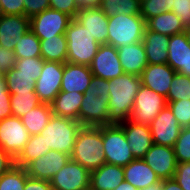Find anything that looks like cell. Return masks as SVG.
<instances>
[{
    "instance_id": "cell-1",
    "label": "cell",
    "mask_w": 190,
    "mask_h": 190,
    "mask_svg": "<svg viewBox=\"0 0 190 190\" xmlns=\"http://www.w3.org/2000/svg\"><path fill=\"white\" fill-rule=\"evenodd\" d=\"M109 81V125L130 119L134 99L142 86L141 76L124 73Z\"/></svg>"
},
{
    "instance_id": "cell-2",
    "label": "cell",
    "mask_w": 190,
    "mask_h": 190,
    "mask_svg": "<svg viewBox=\"0 0 190 190\" xmlns=\"http://www.w3.org/2000/svg\"><path fill=\"white\" fill-rule=\"evenodd\" d=\"M70 157L90 172L104 165L102 126H82Z\"/></svg>"
},
{
    "instance_id": "cell-3",
    "label": "cell",
    "mask_w": 190,
    "mask_h": 190,
    "mask_svg": "<svg viewBox=\"0 0 190 190\" xmlns=\"http://www.w3.org/2000/svg\"><path fill=\"white\" fill-rule=\"evenodd\" d=\"M81 127L82 125L77 120L52 115L40 134L43 136L46 148L49 147L51 150L71 156Z\"/></svg>"
},
{
    "instance_id": "cell-4",
    "label": "cell",
    "mask_w": 190,
    "mask_h": 190,
    "mask_svg": "<svg viewBox=\"0 0 190 190\" xmlns=\"http://www.w3.org/2000/svg\"><path fill=\"white\" fill-rule=\"evenodd\" d=\"M68 63L89 66L100 44L83 26L72 19L66 29Z\"/></svg>"
},
{
    "instance_id": "cell-5",
    "label": "cell",
    "mask_w": 190,
    "mask_h": 190,
    "mask_svg": "<svg viewBox=\"0 0 190 190\" xmlns=\"http://www.w3.org/2000/svg\"><path fill=\"white\" fill-rule=\"evenodd\" d=\"M146 21L141 15H113L108 17V45L115 48L141 42Z\"/></svg>"
},
{
    "instance_id": "cell-6",
    "label": "cell",
    "mask_w": 190,
    "mask_h": 190,
    "mask_svg": "<svg viewBox=\"0 0 190 190\" xmlns=\"http://www.w3.org/2000/svg\"><path fill=\"white\" fill-rule=\"evenodd\" d=\"M102 137L106 163L125 167L134 160L124 130L120 125L102 126Z\"/></svg>"
},
{
    "instance_id": "cell-7",
    "label": "cell",
    "mask_w": 190,
    "mask_h": 190,
    "mask_svg": "<svg viewBox=\"0 0 190 190\" xmlns=\"http://www.w3.org/2000/svg\"><path fill=\"white\" fill-rule=\"evenodd\" d=\"M167 104V99L164 96L142 85L134 99L130 120L149 126Z\"/></svg>"
},
{
    "instance_id": "cell-8",
    "label": "cell",
    "mask_w": 190,
    "mask_h": 190,
    "mask_svg": "<svg viewBox=\"0 0 190 190\" xmlns=\"http://www.w3.org/2000/svg\"><path fill=\"white\" fill-rule=\"evenodd\" d=\"M72 18L60 11L48 8L30 18V30L40 39H48L66 33Z\"/></svg>"
},
{
    "instance_id": "cell-9",
    "label": "cell",
    "mask_w": 190,
    "mask_h": 190,
    "mask_svg": "<svg viewBox=\"0 0 190 190\" xmlns=\"http://www.w3.org/2000/svg\"><path fill=\"white\" fill-rule=\"evenodd\" d=\"M30 134L16 116L0 121V146L16 159L30 139Z\"/></svg>"
},
{
    "instance_id": "cell-10",
    "label": "cell",
    "mask_w": 190,
    "mask_h": 190,
    "mask_svg": "<svg viewBox=\"0 0 190 190\" xmlns=\"http://www.w3.org/2000/svg\"><path fill=\"white\" fill-rule=\"evenodd\" d=\"M91 172L69 160L50 180L53 190H89Z\"/></svg>"
},
{
    "instance_id": "cell-11",
    "label": "cell",
    "mask_w": 190,
    "mask_h": 190,
    "mask_svg": "<svg viewBox=\"0 0 190 190\" xmlns=\"http://www.w3.org/2000/svg\"><path fill=\"white\" fill-rule=\"evenodd\" d=\"M63 63L44 61L40 77L35 83V93L41 103L51 104L61 91Z\"/></svg>"
},
{
    "instance_id": "cell-12",
    "label": "cell",
    "mask_w": 190,
    "mask_h": 190,
    "mask_svg": "<svg viewBox=\"0 0 190 190\" xmlns=\"http://www.w3.org/2000/svg\"><path fill=\"white\" fill-rule=\"evenodd\" d=\"M149 127L154 144L172 148L182 130V127L178 124L177 119L168 106L159 112Z\"/></svg>"
},
{
    "instance_id": "cell-13",
    "label": "cell",
    "mask_w": 190,
    "mask_h": 190,
    "mask_svg": "<svg viewBox=\"0 0 190 190\" xmlns=\"http://www.w3.org/2000/svg\"><path fill=\"white\" fill-rule=\"evenodd\" d=\"M109 97L93 96L85 92L79 110V122L82 126L99 127L109 125Z\"/></svg>"
},
{
    "instance_id": "cell-14",
    "label": "cell",
    "mask_w": 190,
    "mask_h": 190,
    "mask_svg": "<svg viewBox=\"0 0 190 190\" xmlns=\"http://www.w3.org/2000/svg\"><path fill=\"white\" fill-rule=\"evenodd\" d=\"M89 67L93 76L106 80H112L125 73L118 57L117 48L108 44L99 46Z\"/></svg>"
},
{
    "instance_id": "cell-15",
    "label": "cell",
    "mask_w": 190,
    "mask_h": 190,
    "mask_svg": "<svg viewBox=\"0 0 190 190\" xmlns=\"http://www.w3.org/2000/svg\"><path fill=\"white\" fill-rule=\"evenodd\" d=\"M143 160L161 180L174 177L177 160L172 147L153 144Z\"/></svg>"
},
{
    "instance_id": "cell-16",
    "label": "cell",
    "mask_w": 190,
    "mask_h": 190,
    "mask_svg": "<svg viewBox=\"0 0 190 190\" xmlns=\"http://www.w3.org/2000/svg\"><path fill=\"white\" fill-rule=\"evenodd\" d=\"M70 159V155L50 150L45 155L30 162L25 169L31 178L50 181Z\"/></svg>"
},
{
    "instance_id": "cell-17",
    "label": "cell",
    "mask_w": 190,
    "mask_h": 190,
    "mask_svg": "<svg viewBox=\"0 0 190 190\" xmlns=\"http://www.w3.org/2000/svg\"><path fill=\"white\" fill-rule=\"evenodd\" d=\"M74 19L100 44H108V17L100 7L80 8Z\"/></svg>"
},
{
    "instance_id": "cell-18",
    "label": "cell",
    "mask_w": 190,
    "mask_h": 190,
    "mask_svg": "<svg viewBox=\"0 0 190 190\" xmlns=\"http://www.w3.org/2000/svg\"><path fill=\"white\" fill-rule=\"evenodd\" d=\"M128 141L134 159H143L152 147L153 139L148 125L132 122L130 119L119 124Z\"/></svg>"
},
{
    "instance_id": "cell-19",
    "label": "cell",
    "mask_w": 190,
    "mask_h": 190,
    "mask_svg": "<svg viewBox=\"0 0 190 190\" xmlns=\"http://www.w3.org/2000/svg\"><path fill=\"white\" fill-rule=\"evenodd\" d=\"M176 71L168 64H148L141 74L142 85L167 98Z\"/></svg>"
},
{
    "instance_id": "cell-20",
    "label": "cell",
    "mask_w": 190,
    "mask_h": 190,
    "mask_svg": "<svg viewBox=\"0 0 190 190\" xmlns=\"http://www.w3.org/2000/svg\"><path fill=\"white\" fill-rule=\"evenodd\" d=\"M30 30V18L25 15H0V45L14 50L22 35Z\"/></svg>"
},
{
    "instance_id": "cell-21",
    "label": "cell",
    "mask_w": 190,
    "mask_h": 190,
    "mask_svg": "<svg viewBox=\"0 0 190 190\" xmlns=\"http://www.w3.org/2000/svg\"><path fill=\"white\" fill-rule=\"evenodd\" d=\"M92 77L89 66L65 62L63 63L61 91H75L84 94L88 91Z\"/></svg>"
},
{
    "instance_id": "cell-22",
    "label": "cell",
    "mask_w": 190,
    "mask_h": 190,
    "mask_svg": "<svg viewBox=\"0 0 190 190\" xmlns=\"http://www.w3.org/2000/svg\"><path fill=\"white\" fill-rule=\"evenodd\" d=\"M167 64L177 73L188 76L190 44L185 32L170 36Z\"/></svg>"
},
{
    "instance_id": "cell-23",
    "label": "cell",
    "mask_w": 190,
    "mask_h": 190,
    "mask_svg": "<svg viewBox=\"0 0 190 190\" xmlns=\"http://www.w3.org/2000/svg\"><path fill=\"white\" fill-rule=\"evenodd\" d=\"M118 57L125 73L141 76L148 66L143 42L117 48Z\"/></svg>"
},
{
    "instance_id": "cell-24",
    "label": "cell",
    "mask_w": 190,
    "mask_h": 190,
    "mask_svg": "<svg viewBox=\"0 0 190 190\" xmlns=\"http://www.w3.org/2000/svg\"><path fill=\"white\" fill-rule=\"evenodd\" d=\"M124 180L123 167L105 163L91 172L89 190H114Z\"/></svg>"
},
{
    "instance_id": "cell-25",
    "label": "cell",
    "mask_w": 190,
    "mask_h": 190,
    "mask_svg": "<svg viewBox=\"0 0 190 190\" xmlns=\"http://www.w3.org/2000/svg\"><path fill=\"white\" fill-rule=\"evenodd\" d=\"M169 39L170 36L145 28L142 42L148 64H167Z\"/></svg>"
},
{
    "instance_id": "cell-26",
    "label": "cell",
    "mask_w": 190,
    "mask_h": 190,
    "mask_svg": "<svg viewBox=\"0 0 190 190\" xmlns=\"http://www.w3.org/2000/svg\"><path fill=\"white\" fill-rule=\"evenodd\" d=\"M123 168L125 181L139 190L160 180L143 159H134Z\"/></svg>"
},
{
    "instance_id": "cell-27",
    "label": "cell",
    "mask_w": 190,
    "mask_h": 190,
    "mask_svg": "<svg viewBox=\"0 0 190 190\" xmlns=\"http://www.w3.org/2000/svg\"><path fill=\"white\" fill-rule=\"evenodd\" d=\"M82 99V93L60 91L50 104L53 115L79 121Z\"/></svg>"
},
{
    "instance_id": "cell-28",
    "label": "cell",
    "mask_w": 190,
    "mask_h": 190,
    "mask_svg": "<svg viewBox=\"0 0 190 190\" xmlns=\"http://www.w3.org/2000/svg\"><path fill=\"white\" fill-rule=\"evenodd\" d=\"M146 28L155 33L172 36L185 32L180 18L172 11L164 12L146 22Z\"/></svg>"
},
{
    "instance_id": "cell-29",
    "label": "cell",
    "mask_w": 190,
    "mask_h": 190,
    "mask_svg": "<svg viewBox=\"0 0 190 190\" xmlns=\"http://www.w3.org/2000/svg\"><path fill=\"white\" fill-rule=\"evenodd\" d=\"M52 115L51 105L41 103L23 115L21 120L30 135H37L42 132Z\"/></svg>"
},
{
    "instance_id": "cell-30",
    "label": "cell",
    "mask_w": 190,
    "mask_h": 190,
    "mask_svg": "<svg viewBox=\"0 0 190 190\" xmlns=\"http://www.w3.org/2000/svg\"><path fill=\"white\" fill-rule=\"evenodd\" d=\"M41 57L44 61L65 63L67 59L66 35H56L40 40Z\"/></svg>"
},
{
    "instance_id": "cell-31",
    "label": "cell",
    "mask_w": 190,
    "mask_h": 190,
    "mask_svg": "<svg viewBox=\"0 0 190 190\" xmlns=\"http://www.w3.org/2000/svg\"><path fill=\"white\" fill-rule=\"evenodd\" d=\"M3 76L10 94L35 92V83L38 75L21 74L18 69L13 67Z\"/></svg>"
},
{
    "instance_id": "cell-32",
    "label": "cell",
    "mask_w": 190,
    "mask_h": 190,
    "mask_svg": "<svg viewBox=\"0 0 190 190\" xmlns=\"http://www.w3.org/2000/svg\"><path fill=\"white\" fill-rule=\"evenodd\" d=\"M51 148H46L41 134L31 135L24 149L15 159V165L25 168L33 160L45 155Z\"/></svg>"
},
{
    "instance_id": "cell-33",
    "label": "cell",
    "mask_w": 190,
    "mask_h": 190,
    "mask_svg": "<svg viewBox=\"0 0 190 190\" xmlns=\"http://www.w3.org/2000/svg\"><path fill=\"white\" fill-rule=\"evenodd\" d=\"M141 0H103L100 8L107 17L113 15H140Z\"/></svg>"
},
{
    "instance_id": "cell-34",
    "label": "cell",
    "mask_w": 190,
    "mask_h": 190,
    "mask_svg": "<svg viewBox=\"0 0 190 190\" xmlns=\"http://www.w3.org/2000/svg\"><path fill=\"white\" fill-rule=\"evenodd\" d=\"M13 51L17 59L41 57L40 39L29 30L18 40Z\"/></svg>"
},
{
    "instance_id": "cell-35",
    "label": "cell",
    "mask_w": 190,
    "mask_h": 190,
    "mask_svg": "<svg viewBox=\"0 0 190 190\" xmlns=\"http://www.w3.org/2000/svg\"><path fill=\"white\" fill-rule=\"evenodd\" d=\"M10 104L12 116L21 118L31 109L41 104V102L35 92H29L23 94H11Z\"/></svg>"
},
{
    "instance_id": "cell-36",
    "label": "cell",
    "mask_w": 190,
    "mask_h": 190,
    "mask_svg": "<svg viewBox=\"0 0 190 190\" xmlns=\"http://www.w3.org/2000/svg\"><path fill=\"white\" fill-rule=\"evenodd\" d=\"M28 177L25 168L14 165L0 176V190H24Z\"/></svg>"
},
{
    "instance_id": "cell-37",
    "label": "cell",
    "mask_w": 190,
    "mask_h": 190,
    "mask_svg": "<svg viewBox=\"0 0 190 190\" xmlns=\"http://www.w3.org/2000/svg\"><path fill=\"white\" fill-rule=\"evenodd\" d=\"M166 99L167 102L190 99V77L176 72Z\"/></svg>"
},
{
    "instance_id": "cell-38",
    "label": "cell",
    "mask_w": 190,
    "mask_h": 190,
    "mask_svg": "<svg viewBox=\"0 0 190 190\" xmlns=\"http://www.w3.org/2000/svg\"><path fill=\"white\" fill-rule=\"evenodd\" d=\"M173 0H141L140 15L147 22L164 12L172 11Z\"/></svg>"
},
{
    "instance_id": "cell-39",
    "label": "cell",
    "mask_w": 190,
    "mask_h": 190,
    "mask_svg": "<svg viewBox=\"0 0 190 190\" xmlns=\"http://www.w3.org/2000/svg\"><path fill=\"white\" fill-rule=\"evenodd\" d=\"M173 149L177 163L190 162V127H182Z\"/></svg>"
},
{
    "instance_id": "cell-40",
    "label": "cell",
    "mask_w": 190,
    "mask_h": 190,
    "mask_svg": "<svg viewBox=\"0 0 190 190\" xmlns=\"http://www.w3.org/2000/svg\"><path fill=\"white\" fill-rule=\"evenodd\" d=\"M181 127H190V99L167 102Z\"/></svg>"
},
{
    "instance_id": "cell-41",
    "label": "cell",
    "mask_w": 190,
    "mask_h": 190,
    "mask_svg": "<svg viewBox=\"0 0 190 190\" xmlns=\"http://www.w3.org/2000/svg\"><path fill=\"white\" fill-rule=\"evenodd\" d=\"M44 60L42 57H32L17 59L14 68L19 70V73L26 75H41Z\"/></svg>"
},
{
    "instance_id": "cell-42",
    "label": "cell",
    "mask_w": 190,
    "mask_h": 190,
    "mask_svg": "<svg viewBox=\"0 0 190 190\" xmlns=\"http://www.w3.org/2000/svg\"><path fill=\"white\" fill-rule=\"evenodd\" d=\"M11 94L8 91L7 83L3 75L0 76V121L12 116Z\"/></svg>"
},
{
    "instance_id": "cell-43",
    "label": "cell",
    "mask_w": 190,
    "mask_h": 190,
    "mask_svg": "<svg viewBox=\"0 0 190 190\" xmlns=\"http://www.w3.org/2000/svg\"><path fill=\"white\" fill-rule=\"evenodd\" d=\"M172 12L180 18L184 28L190 27V0H173Z\"/></svg>"
},
{
    "instance_id": "cell-44",
    "label": "cell",
    "mask_w": 190,
    "mask_h": 190,
    "mask_svg": "<svg viewBox=\"0 0 190 190\" xmlns=\"http://www.w3.org/2000/svg\"><path fill=\"white\" fill-rule=\"evenodd\" d=\"M50 8L65 13L74 19L80 6L77 0H50Z\"/></svg>"
},
{
    "instance_id": "cell-45",
    "label": "cell",
    "mask_w": 190,
    "mask_h": 190,
    "mask_svg": "<svg viewBox=\"0 0 190 190\" xmlns=\"http://www.w3.org/2000/svg\"><path fill=\"white\" fill-rule=\"evenodd\" d=\"M0 15H24V0H0Z\"/></svg>"
},
{
    "instance_id": "cell-46",
    "label": "cell",
    "mask_w": 190,
    "mask_h": 190,
    "mask_svg": "<svg viewBox=\"0 0 190 190\" xmlns=\"http://www.w3.org/2000/svg\"><path fill=\"white\" fill-rule=\"evenodd\" d=\"M173 178L183 190H190V162L177 163Z\"/></svg>"
},
{
    "instance_id": "cell-47",
    "label": "cell",
    "mask_w": 190,
    "mask_h": 190,
    "mask_svg": "<svg viewBox=\"0 0 190 190\" xmlns=\"http://www.w3.org/2000/svg\"><path fill=\"white\" fill-rule=\"evenodd\" d=\"M50 8V0H24V15L33 17Z\"/></svg>"
},
{
    "instance_id": "cell-48",
    "label": "cell",
    "mask_w": 190,
    "mask_h": 190,
    "mask_svg": "<svg viewBox=\"0 0 190 190\" xmlns=\"http://www.w3.org/2000/svg\"><path fill=\"white\" fill-rule=\"evenodd\" d=\"M16 61L17 58L14 51L0 45V74L4 75L12 69Z\"/></svg>"
},
{
    "instance_id": "cell-49",
    "label": "cell",
    "mask_w": 190,
    "mask_h": 190,
    "mask_svg": "<svg viewBox=\"0 0 190 190\" xmlns=\"http://www.w3.org/2000/svg\"><path fill=\"white\" fill-rule=\"evenodd\" d=\"M88 92H91L93 96L109 97V81L93 76L90 81Z\"/></svg>"
},
{
    "instance_id": "cell-50",
    "label": "cell",
    "mask_w": 190,
    "mask_h": 190,
    "mask_svg": "<svg viewBox=\"0 0 190 190\" xmlns=\"http://www.w3.org/2000/svg\"><path fill=\"white\" fill-rule=\"evenodd\" d=\"M24 190H53L50 181L28 177Z\"/></svg>"
},
{
    "instance_id": "cell-51",
    "label": "cell",
    "mask_w": 190,
    "mask_h": 190,
    "mask_svg": "<svg viewBox=\"0 0 190 190\" xmlns=\"http://www.w3.org/2000/svg\"><path fill=\"white\" fill-rule=\"evenodd\" d=\"M15 165V159L0 146V176Z\"/></svg>"
},
{
    "instance_id": "cell-52",
    "label": "cell",
    "mask_w": 190,
    "mask_h": 190,
    "mask_svg": "<svg viewBox=\"0 0 190 190\" xmlns=\"http://www.w3.org/2000/svg\"><path fill=\"white\" fill-rule=\"evenodd\" d=\"M162 190H183L174 178L162 180Z\"/></svg>"
},
{
    "instance_id": "cell-53",
    "label": "cell",
    "mask_w": 190,
    "mask_h": 190,
    "mask_svg": "<svg viewBox=\"0 0 190 190\" xmlns=\"http://www.w3.org/2000/svg\"><path fill=\"white\" fill-rule=\"evenodd\" d=\"M114 190H139V189H137L136 187H134L133 185H131L129 182H127V181L124 180Z\"/></svg>"
},
{
    "instance_id": "cell-54",
    "label": "cell",
    "mask_w": 190,
    "mask_h": 190,
    "mask_svg": "<svg viewBox=\"0 0 190 190\" xmlns=\"http://www.w3.org/2000/svg\"><path fill=\"white\" fill-rule=\"evenodd\" d=\"M103 0H84V8L100 7Z\"/></svg>"
},
{
    "instance_id": "cell-55",
    "label": "cell",
    "mask_w": 190,
    "mask_h": 190,
    "mask_svg": "<svg viewBox=\"0 0 190 190\" xmlns=\"http://www.w3.org/2000/svg\"><path fill=\"white\" fill-rule=\"evenodd\" d=\"M140 190H162V180L160 179L158 182L153 183L146 188H142Z\"/></svg>"
},
{
    "instance_id": "cell-56",
    "label": "cell",
    "mask_w": 190,
    "mask_h": 190,
    "mask_svg": "<svg viewBox=\"0 0 190 190\" xmlns=\"http://www.w3.org/2000/svg\"><path fill=\"white\" fill-rule=\"evenodd\" d=\"M185 33L187 35V38H188V41H189V44H190V27L185 28Z\"/></svg>"
},
{
    "instance_id": "cell-57",
    "label": "cell",
    "mask_w": 190,
    "mask_h": 190,
    "mask_svg": "<svg viewBox=\"0 0 190 190\" xmlns=\"http://www.w3.org/2000/svg\"><path fill=\"white\" fill-rule=\"evenodd\" d=\"M80 8H84V0H77Z\"/></svg>"
},
{
    "instance_id": "cell-58",
    "label": "cell",
    "mask_w": 190,
    "mask_h": 190,
    "mask_svg": "<svg viewBox=\"0 0 190 190\" xmlns=\"http://www.w3.org/2000/svg\"><path fill=\"white\" fill-rule=\"evenodd\" d=\"M188 76L190 77V57H189V60H188Z\"/></svg>"
}]
</instances>
